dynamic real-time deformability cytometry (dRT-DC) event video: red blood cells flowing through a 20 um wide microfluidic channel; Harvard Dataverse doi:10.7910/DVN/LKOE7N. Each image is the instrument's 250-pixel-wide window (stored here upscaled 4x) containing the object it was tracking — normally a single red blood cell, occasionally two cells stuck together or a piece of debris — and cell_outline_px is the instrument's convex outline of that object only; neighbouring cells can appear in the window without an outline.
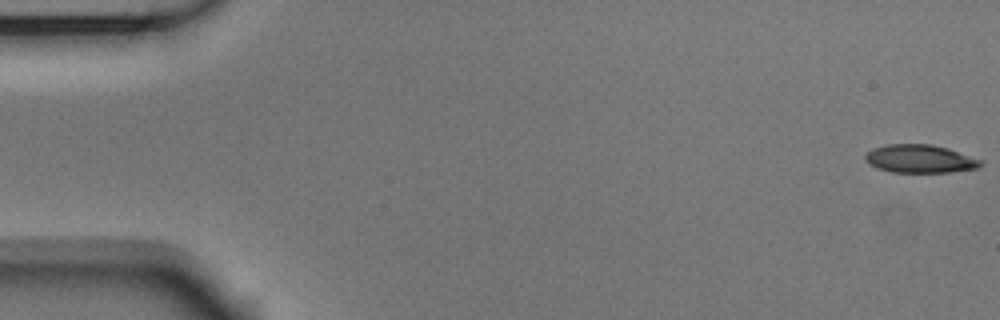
{"species": "Egyptian fruit bat (a non-hibernating species)", "species_latin": "Rousettus aegyptiacus", "temperature_condition": "room temperature", "stored_images_in_passage": 51, "camera_frame_rate_fps": 3000, "um_per_image_px": 0.085, "animal": {"sex": "male"}, "frame": {"image": 1, "passage_image": 1, "time_ms": 0.0, "image_size_px": [1000, 320], "cell_outline_px": [[984, 164], [980, 168], [948, 172], [892, 172], [876, 168], [868, 164], [864, 160], [864, 156], [872, 148], [888, 144], [932, 144], [948, 148], [984, 160]], "centroid_in_image_um": [78.22, 13.5], "position_along_channel_um": 6.8, "area_um2": 19.25}}
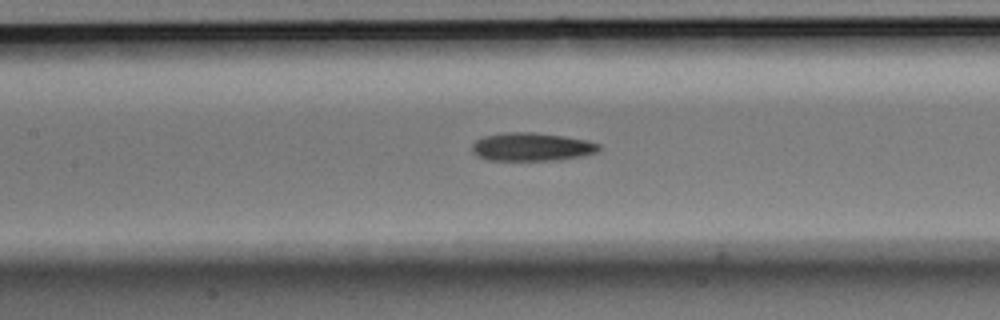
{"frame": {"image": 2, "passage_image": 25, "time_ms": 8.0, "image_size_px": [1000, 320], "cell_outline_px": [[600, 152], [560, 160], [488, 160], [476, 156], [472, 152], [472, 144], [476, 140], [484, 136], [504, 132], [536, 132], [564, 136], [588, 140], [600, 144]], "centroid_in_image_um": [45.2, 12.48], "position_along_channel_um": 162.2, "area_um2": 21.15}}
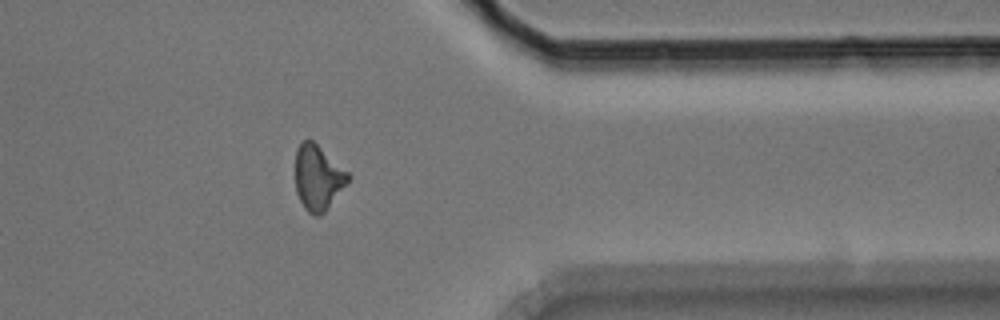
{"frame": {"image": 3, "passage_image": 44, "time_ms": 14.333, "image_size_px": [1000, 320], "cell_outline_px": [[352, 176], [324, 212], [320, 216], [312, 216], [304, 208], [296, 192], [296, 148], [304, 140], [312, 140], [348, 172]], "centroid_in_image_um": [27.01, 15.11], "position_along_channel_um": 384.4, "area_um2": 19.71}, "authors_computed_cell_mechanics": {"area_um2": 20.1722, "velocity_mm_per_s": 3.7092, "shape_relaxation_time_tau1_ms": 7.6821, "shape_relaxation_time_tau2_ms": 4.2529, "deformation_change_tau1": 0.1885, "deformation_change_tau2": 0.1517}}